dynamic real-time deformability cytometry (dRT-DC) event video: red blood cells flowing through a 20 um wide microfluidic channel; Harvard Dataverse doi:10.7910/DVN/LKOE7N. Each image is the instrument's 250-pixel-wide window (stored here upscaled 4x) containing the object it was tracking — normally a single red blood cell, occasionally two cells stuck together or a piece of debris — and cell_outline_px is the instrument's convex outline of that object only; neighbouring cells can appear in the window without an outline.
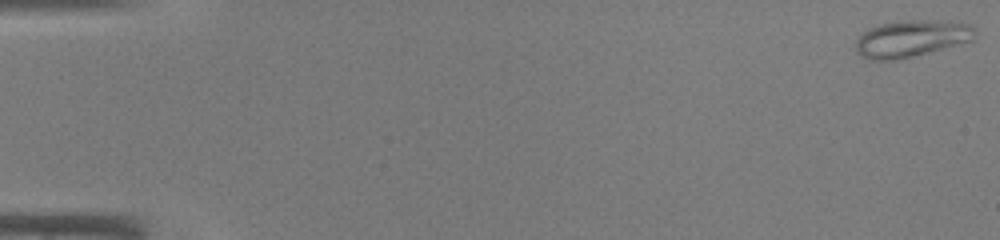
{"species": "common noctule bat (a hibernating species)", "species_latin": "Nyctalus noctula", "temperature_condition": "warm", "stored_images_in_passage": 45, "camera_frame_rate_fps": 3000, "um_per_image_px": 0.085, "animal": {"sex": "male", "body_mass_g": 19.0, "forearm_length_mm": 50.8}, "frame": {"image": 1, "passage_image": 1, "time_ms": 0.0, "image_size_px": [1000, 240], "cell_outline_px": [[976, 32], [972, 40], [928, 52], [896, 60], [872, 60], [860, 56], [856, 52], [856, 40], [868, 28], [880, 24], [908, 20], [924, 20], [968, 24]], "centroid_in_image_um": [77.39, 3.29], "position_along_channel_um": 7.6, "area_um2": 25.03}}
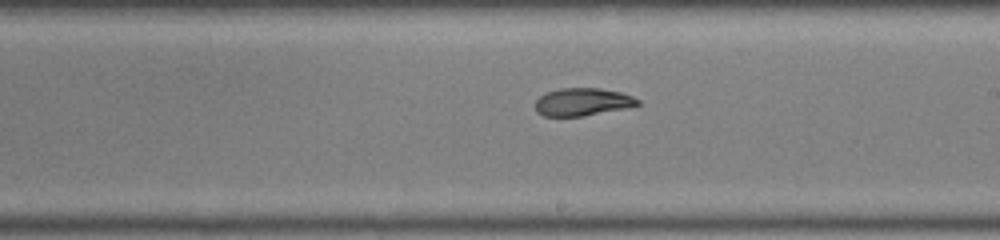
{"frame": {"image": 2, "passage_image": 27, "time_ms": 8.667, "image_size_px": [1000, 240], "cell_outline_px": [[640, 104], [624, 108], [584, 116], [544, 116], [536, 112], [536, 100], [540, 96], [548, 92], [560, 88], [600, 88], [620, 92], [632, 96], [640, 100]], "centroid_in_image_um": [49.51, 8.66], "position_along_channel_um": 239.5, "area_um2": 16.42}}
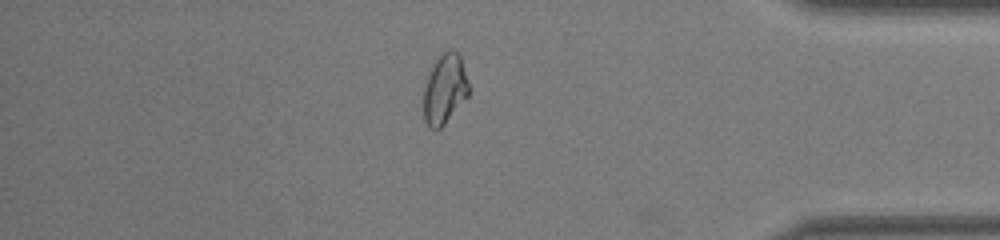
{"frame": {"image": 3, "passage_image": 39, "time_ms": 12.667, "image_size_px": [1000, 240], "cell_outline_px": [[472, 88], [468, 96], [444, 124], [440, 128], [428, 128], [424, 120], [424, 88], [428, 72], [432, 64], [444, 52], [452, 48], [460, 56]], "centroid_in_image_um": [37.82, 7.55], "position_along_channel_um": 397.4, "area_um2": 18.61}}